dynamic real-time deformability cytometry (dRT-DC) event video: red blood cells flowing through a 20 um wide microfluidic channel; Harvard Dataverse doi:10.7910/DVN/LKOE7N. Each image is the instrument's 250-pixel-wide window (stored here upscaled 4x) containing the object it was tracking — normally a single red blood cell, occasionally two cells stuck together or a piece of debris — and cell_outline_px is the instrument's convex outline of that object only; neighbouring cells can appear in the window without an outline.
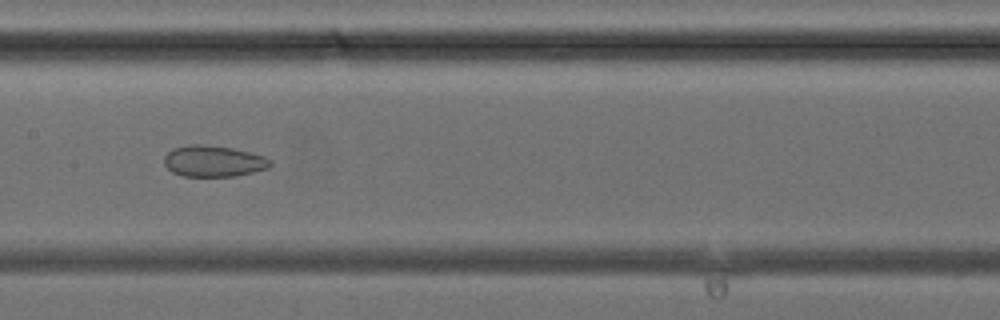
{"species": "common noctule bat (a hibernating species)", "species_latin": "Nyctalus noctula", "temperature_condition": "cold", "stored_images_in_passage": 42, "camera_frame_rate_fps": 3000, "um_per_image_px": 0.085, "animal": {"sex": "female", "body_mass_g": 24.6, "forearm_length_mm": 56.2}, "frame": {"image": 1, "passage_image": 21, "time_ms": 6.667, "image_size_px": [1000, 320], "cell_outline_px": [[272, 164], [268, 168], [236, 176], [184, 176], [172, 172], [164, 164], [164, 156], [172, 148], [188, 144], [200, 144], [232, 148], [264, 156], [272, 160]], "centroid_in_image_um": [18.13, 13.69], "position_along_channel_um": 189.3, "area_um2": 19.31}}
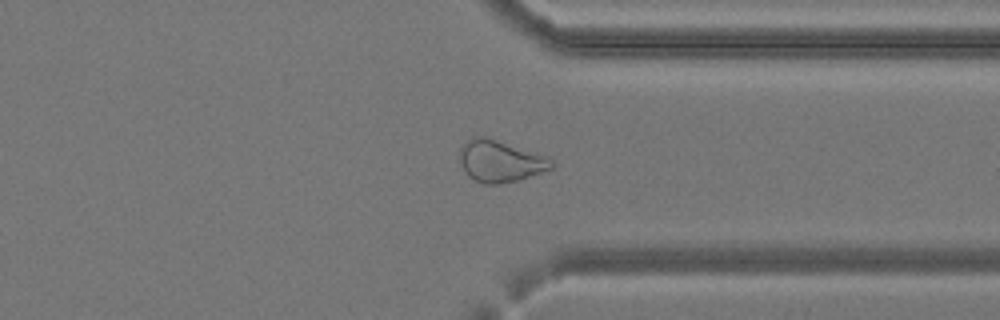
{"frame": {"image": 2, "passage_image": 32, "time_ms": 10.333, "image_size_px": [1000, 320], "cell_outline_px": [[556, 164], [552, 168], [520, 180], [496, 184], [484, 184], [468, 176], [460, 160], [460, 148], [468, 140], [476, 136], [484, 136], [544, 156], [552, 160]], "centroid_in_image_um": [42.52, 13.71], "position_along_channel_um": 368.9, "area_um2": 21.79}}
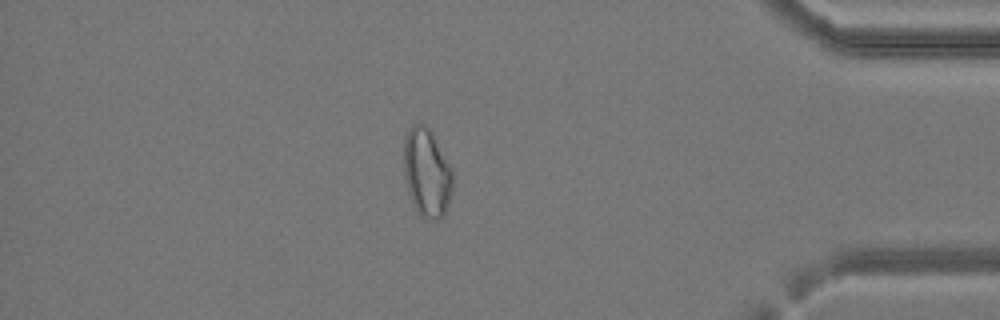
{"frame": {"image": 3, "passage_image": 36, "time_ms": 11.667, "image_size_px": [1000, 320], "cell_outline_px": [[452, 188], [448, 204], [444, 216], [436, 220], [428, 220], [420, 216], [408, 192], [404, 180], [404, 136], [412, 124], [424, 124], [432, 132], [452, 168]], "centroid_in_image_um": [36.27, 14.68], "position_along_channel_um": 398.9, "area_um2": 25.37}}